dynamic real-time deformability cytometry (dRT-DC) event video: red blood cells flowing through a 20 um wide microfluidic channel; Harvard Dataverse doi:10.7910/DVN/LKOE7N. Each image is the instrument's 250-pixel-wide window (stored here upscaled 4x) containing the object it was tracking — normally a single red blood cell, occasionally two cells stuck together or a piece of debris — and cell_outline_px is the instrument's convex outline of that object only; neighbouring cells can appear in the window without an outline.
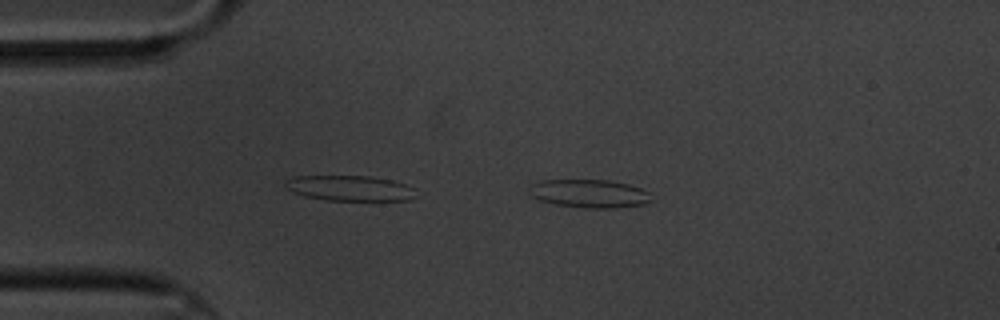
{"species": "common noctule bat (a hibernating species)", "species_latin": "Nyctalus noctula", "temperature_condition": "cold", "stored_images_in_passage": 46, "camera_frame_rate_fps": 3000, "um_per_image_px": 0.085, "animal": {"sex": "male", "body_mass_g": 20.1, "forearm_length_mm": 53.5}, "frame": {"image": 1, "passage_image": 2, "time_ms": 0.333, "image_size_px": [1000, 320], "cell_outline_px": [[652, 200], [644, 204], [616, 208], [584, 208], [556, 204], [540, 200], [532, 196], [528, 192], [528, 184], [540, 180], [608, 180], [628, 184], [640, 188], [648, 192]], "centroid_in_image_um": [50.05, 16.45], "position_along_channel_um": 35.0, "area_um2": 20.23}}
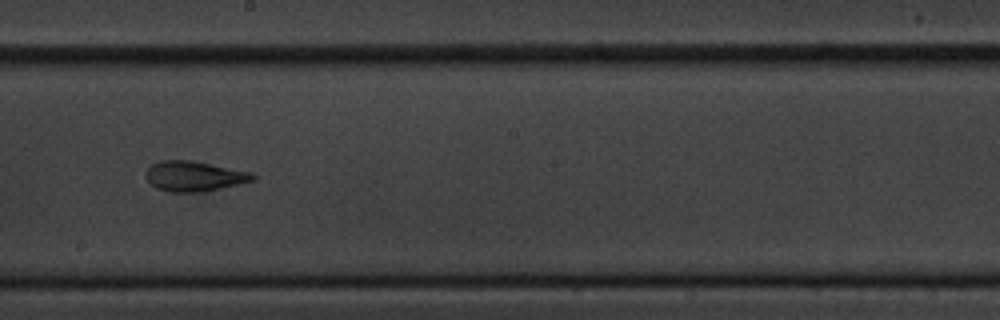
{"frame": {"image": 2, "passage_image": 23, "time_ms": 7.333, "image_size_px": [1000, 320], "cell_outline_px": [[256, 180], [240, 184], [204, 192], [168, 192], [156, 188], [144, 176], [148, 168], [152, 164], [160, 160], [188, 160], [252, 172], [256, 176]], "centroid_in_image_um": [16.51, 14.99], "position_along_channel_um": 231.7, "area_um2": 18.84}}
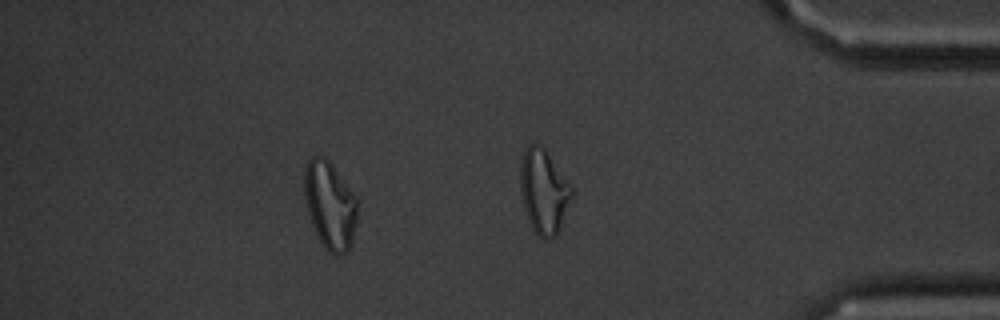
{"frame": {"image": 3, "passage_image": 39, "time_ms": 12.667, "image_size_px": [1000, 320], "cell_outline_px": [[356, 220], [352, 248], [348, 252], [340, 256], [336, 256], [328, 252], [324, 248], [312, 224], [308, 212], [304, 192], [304, 168], [308, 160], [312, 156], [324, 156], [332, 164], [356, 196]], "centroid_in_image_um": [28.05, 17.47], "position_along_channel_um": 407.1, "area_um2": 27.28}, "authors_computed_cell_mechanics": {"area_um2": 19.0162, "velocity_mm_per_s": 3.3213, "shape_relaxation_time_tau1_ms": 10.5832, "shape_relaxation_time_tau2_ms": 1.5279, "deformation_change_tau1": 0.2541, "deformation_change_tau2": 0.094}}